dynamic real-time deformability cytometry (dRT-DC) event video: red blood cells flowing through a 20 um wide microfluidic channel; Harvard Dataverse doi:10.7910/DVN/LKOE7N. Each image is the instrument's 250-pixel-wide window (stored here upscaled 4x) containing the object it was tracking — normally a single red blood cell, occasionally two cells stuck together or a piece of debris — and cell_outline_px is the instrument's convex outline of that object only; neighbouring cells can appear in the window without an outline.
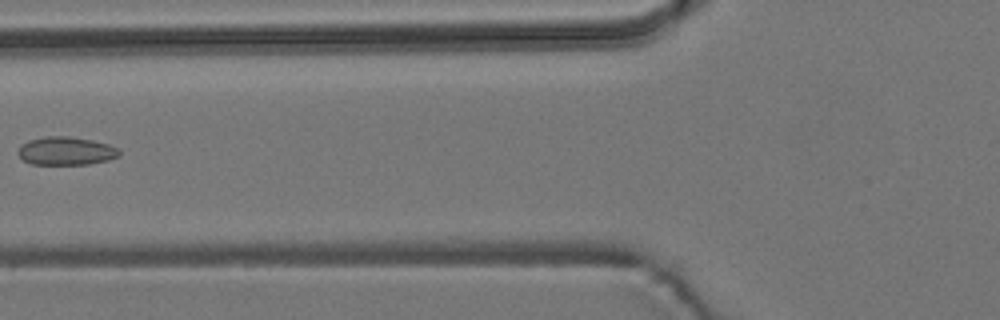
{"species": "common noctule bat (a hibernating species)", "species_latin": "Nyctalus noctula", "temperature_condition": "room temperature", "stored_images_in_passage": 8, "camera_frame_rate_fps": 3000, "um_per_image_px": 0.085, "animal": {"sex": "male", "body_mass_g": 19.2, "forearm_length_mm": 51.8}, "frame": {"image": 1, "passage_image": 7, "time_ms": 7.0, "image_size_px": [1000, 320], "cell_outline_px": [[120, 156], [108, 160], [88, 164], [32, 164], [24, 160], [16, 152], [20, 144], [28, 140], [44, 136], [68, 136], [92, 140], [108, 144], [120, 148]], "centroid_in_image_um": [5.61, 12.82], "position_along_channel_um": 120.2, "area_um2": 16.82}}
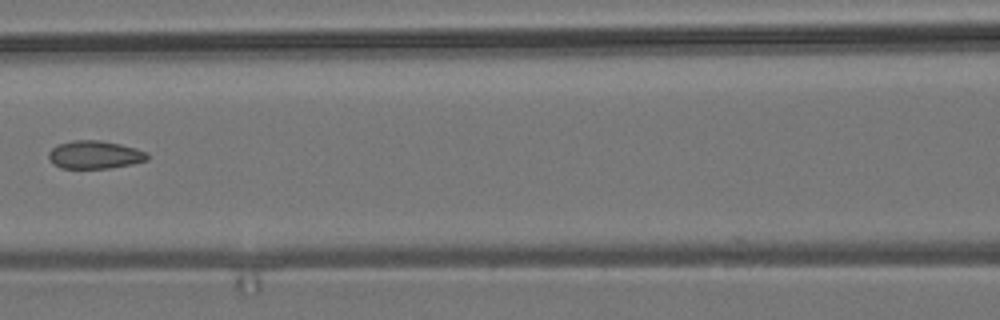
{"frame": {"image": 2, "passage_image": 8, "time_ms": 8.0, "image_size_px": [1000, 320], "cell_outline_px": [[148, 160], [132, 164], [108, 168], [60, 168], [52, 164], [48, 156], [48, 152], [56, 144], [72, 140], [100, 140], [120, 144], [136, 148], [148, 152]], "centroid_in_image_um": [8.03, 13.15], "position_along_channel_um": 158.6, "area_um2": 16.3}}